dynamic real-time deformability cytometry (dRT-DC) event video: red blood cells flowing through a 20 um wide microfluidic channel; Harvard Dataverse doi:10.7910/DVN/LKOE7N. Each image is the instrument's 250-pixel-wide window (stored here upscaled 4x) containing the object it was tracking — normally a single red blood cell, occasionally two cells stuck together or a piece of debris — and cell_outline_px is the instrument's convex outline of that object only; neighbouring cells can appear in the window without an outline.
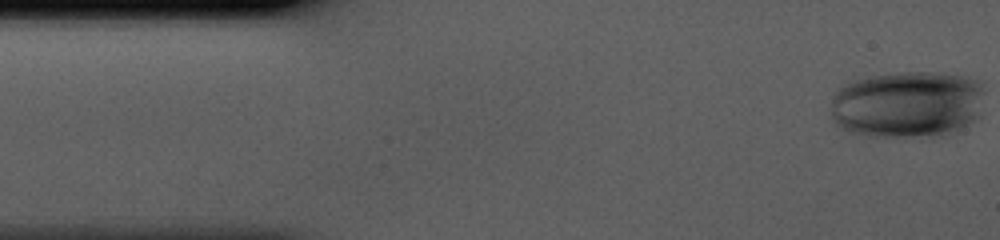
{"species": "human", "species_latin": "Homo sapiens", "temperature_condition": "cold", "stored_images_in_passage": 42, "camera_frame_rate_fps": 3000, "um_per_image_px": 0.085, "donor": {"sex": "male"}, "frame": {"image": 1, "passage_image": 1, "time_ms": 0.0, "image_size_px": [1000, 240], "cell_outline_px": [[984, 92], [980, 116], [968, 124], [944, 136], [868, 136], [848, 132], [840, 128], [832, 120], [832, 96], [836, 88], [844, 80], [904, 72], [940, 72], [964, 76], [976, 80], [980, 84]], "centroid_in_image_um": [77.09, 8.86], "position_along_channel_um": 7.9, "area_um2": 60.98}}
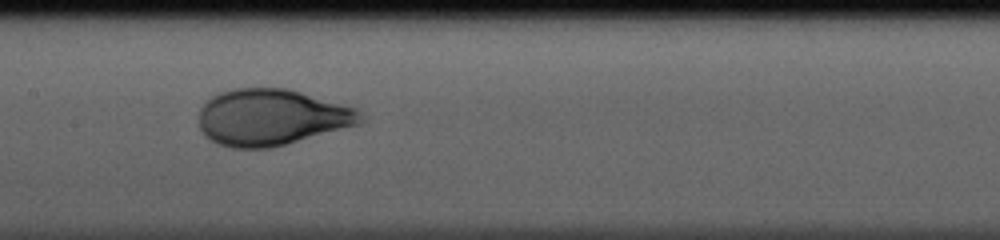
{"frame": {"image": 2, "passage_image": 20, "time_ms": 6.333, "image_size_px": [1000, 240], "cell_outline_px": [[364, 120], [360, 124], [284, 144], [268, 148], [232, 148], [220, 144], [204, 136], [200, 128], [200, 108], [212, 96], [220, 92], [232, 88], [288, 88], [356, 108]], "centroid_in_image_um": [23.06, 9.96], "position_along_channel_um": 184.3, "area_um2": 52.71}}
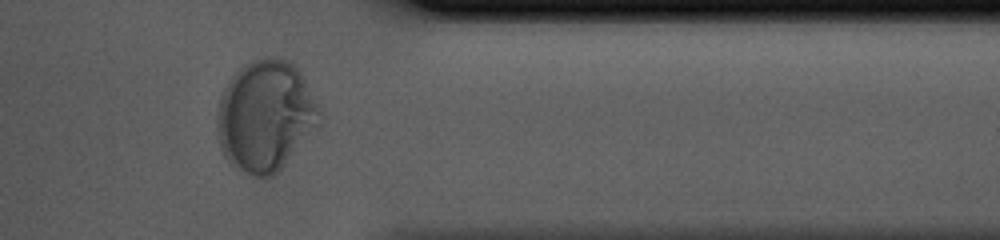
{"frame": {"image": 3, "passage_image": 35, "time_ms": 11.333, "image_size_px": [1000, 240], "cell_outline_px": [[324, 124], [276, 176], [256, 176], [240, 168], [228, 160], [224, 156], [220, 144], [216, 124], [216, 120], [220, 96], [228, 80], [244, 64], [252, 60], [264, 56], [276, 56], [288, 60], [300, 68], [324, 116]], "centroid_in_image_um": [22.66, 9.83], "position_along_channel_um": 388.7, "area_um2": 67.8}}